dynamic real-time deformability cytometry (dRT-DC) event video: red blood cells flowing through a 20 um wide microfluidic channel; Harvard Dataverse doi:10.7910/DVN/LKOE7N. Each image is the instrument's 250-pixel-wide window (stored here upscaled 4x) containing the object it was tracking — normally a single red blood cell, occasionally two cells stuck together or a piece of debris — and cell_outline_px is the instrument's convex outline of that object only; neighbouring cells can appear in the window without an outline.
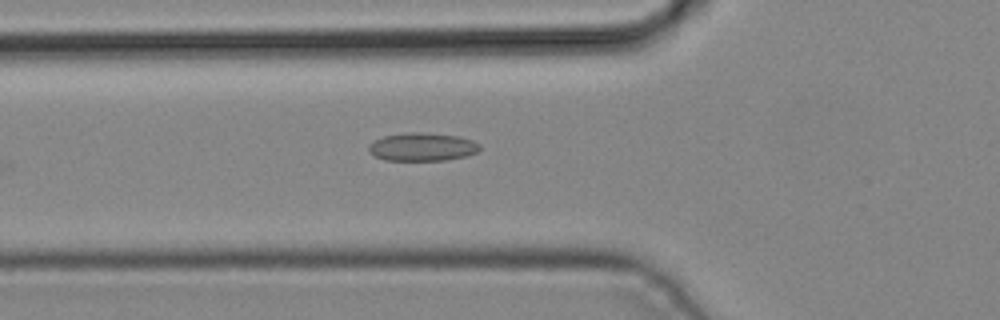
{"species": "common noctule bat (a hibernating species)", "species_latin": "Nyctalus noctula", "temperature_condition": "cold", "stored_images_in_passage": 2, "camera_frame_rate_fps": 3000, "um_per_image_px": 0.085, "animal": {"sex": "male", "body_mass_g": 19.2, "forearm_length_mm": 51.8}, "frame": {"image": 1, "passage_image": 2, "time_ms": 0.333, "image_size_px": [1000, 320], "cell_outline_px": [[480, 148], [476, 152], [464, 156], [444, 160], [384, 160], [376, 156], [368, 148], [376, 140], [384, 136], [408, 132], [424, 132], [460, 136], [472, 140], [480, 144]], "centroid_in_image_um": [35.94, 12.47], "position_along_channel_um": 89.9, "area_um2": 17.98}}